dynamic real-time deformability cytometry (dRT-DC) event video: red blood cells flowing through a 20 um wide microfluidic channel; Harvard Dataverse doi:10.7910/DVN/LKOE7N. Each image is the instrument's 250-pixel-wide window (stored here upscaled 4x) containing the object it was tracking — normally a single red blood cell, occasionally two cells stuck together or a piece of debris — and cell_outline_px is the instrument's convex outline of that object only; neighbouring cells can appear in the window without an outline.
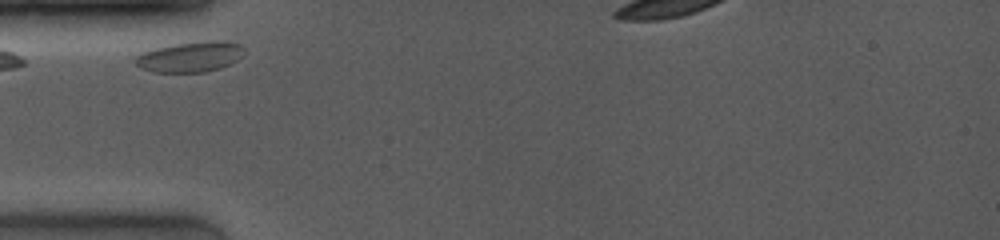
{"species": "common noctule bat (a hibernating species)", "species_latin": "Nyctalus noctula", "temperature_condition": "room temperature", "stored_images_in_passage": 16, "camera_frame_rate_fps": 4000, "um_per_image_px": 0.085, "animal": {"sex": "female", "body_mass_g": 19.0, "forearm_length_mm": 53.3}, "frame": {"image": 1, "passage_image": 1, "time_ms": 0.0, "image_size_px": [1000, 240], "cell_outline_px": [[244, 56], [220, 68], [204, 72], [152, 72], [140, 68], [132, 60], [140, 52], [172, 44], [208, 40], [220, 40], [240, 44], [244, 48]], "centroid_in_image_um": [16.14, 4.82], "position_along_channel_um": 68.9, "area_um2": 19.54}}
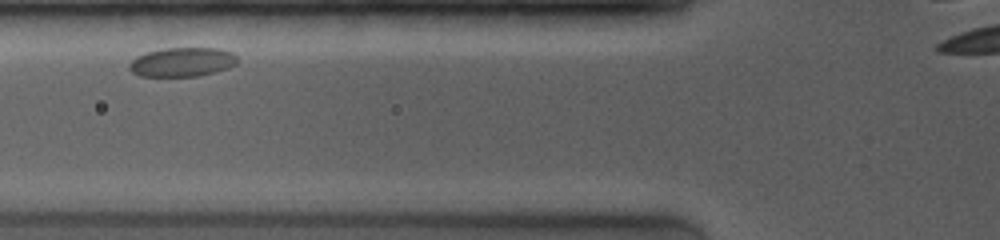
{"frame": {"image": 2, "passage_image": 3, "time_ms": 1.25, "image_size_px": [1000, 240], "cell_outline_px": [[236, 64], [228, 68], [216, 72], [196, 76], [140, 76], [132, 72], [128, 68], [128, 64], [136, 56], [148, 52], [164, 48], [220, 48], [232, 52], [236, 56]], "centroid_in_image_um": [15.48, 5.27], "position_along_channel_um": 110.3, "area_um2": 18.38}}